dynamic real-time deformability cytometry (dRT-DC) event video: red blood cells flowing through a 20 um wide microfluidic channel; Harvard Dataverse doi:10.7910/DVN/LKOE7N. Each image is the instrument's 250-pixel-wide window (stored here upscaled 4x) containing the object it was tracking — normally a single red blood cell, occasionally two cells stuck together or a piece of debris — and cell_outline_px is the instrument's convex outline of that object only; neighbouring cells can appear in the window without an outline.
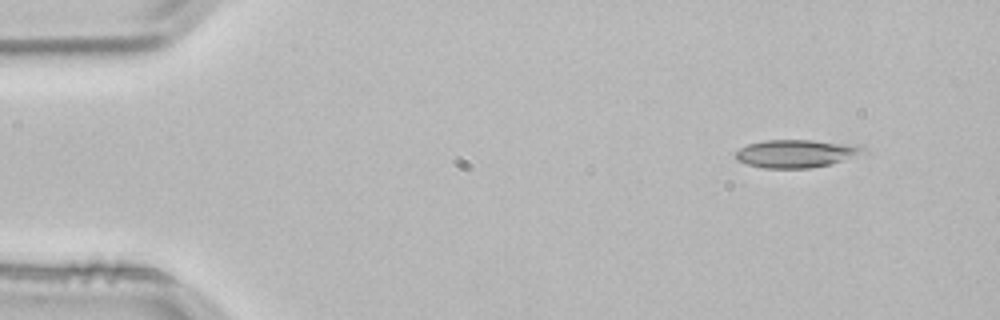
{"species": "common noctule bat (a hibernating species)", "species_latin": "Nyctalus noctula", "temperature_condition": "room temperature", "stored_images_in_passage": 4, "segment_of_instrument_passage": [1, 2], "camera_frame_rate_fps": 3000, "um_per_image_px": 0.085, "animal": {"sex": "male", "body_mass_g": 21.5, "forearm_length_mm": 52.0}, "frame": {"image": 1, "passage_image": 1, "time_ms": 0.0, "image_size_px": [1000, 320], "cell_outline_px": [[864, 148], [840, 160], [828, 164], [808, 168], [764, 168], [748, 164], [736, 160], [736, 152], [740, 148], [748, 144], [764, 140], [812, 140], [844, 144]], "centroid_in_image_um": [67.45, 13.05], "position_along_channel_um": 17.6, "area_um2": 19.71}}
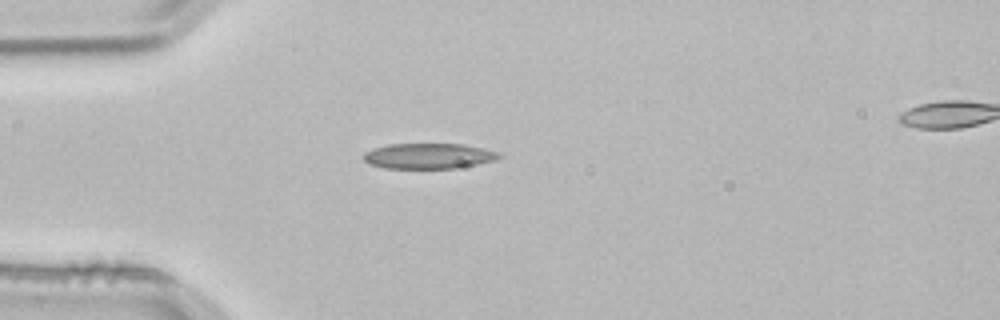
{"frame": {"image": 2, "passage_image": 3, "time_ms": 0.667, "image_size_px": [1000, 320], "cell_outline_px": [[504, 156], [496, 160], [456, 168], [384, 168], [368, 164], [364, 160], [364, 152], [388, 144], [464, 144], [500, 152]], "centroid_in_image_um": [36.46, 13.26], "position_along_channel_um": 48.5, "area_um2": 20.11}}